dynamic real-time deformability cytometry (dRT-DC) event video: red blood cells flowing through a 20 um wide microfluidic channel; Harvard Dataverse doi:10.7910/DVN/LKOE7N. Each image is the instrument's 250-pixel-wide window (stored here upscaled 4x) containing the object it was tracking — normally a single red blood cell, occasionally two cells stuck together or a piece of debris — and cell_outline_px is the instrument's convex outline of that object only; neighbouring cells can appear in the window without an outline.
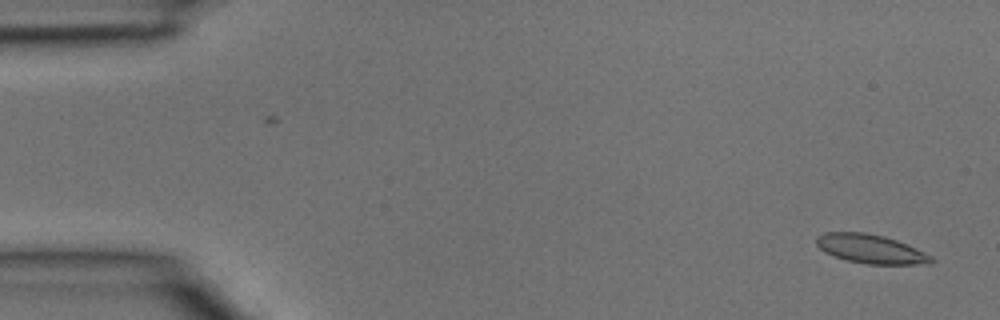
{"species": "common noctule bat (a hibernating species)", "species_latin": "Nyctalus noctula", "temperature_condition": "room temperature", "stored_images_in_passage": 39, "camera_frame_rate_fps": 3000, "um_per_image_px": 0.085, "animal": {"sex": "male", "body_mass_g": 15.6}, "frame": {"image": 1, "passage_image": 1, "time_ms": 0.0, "image_size_px": [1000, 320], "cell_outline_px": [[936, 260], [916, 264], [868, 264], [848, 260], [824, 252], [816, 244], [816, 236], [824, 232], [864, 232], [884, 236], [896, 240], [916, 248], [932, 256]], "centroid_in_image_um": [73.97, 21.14], "position_along_channel_um": 11.0, "area_um2": 19.13}}
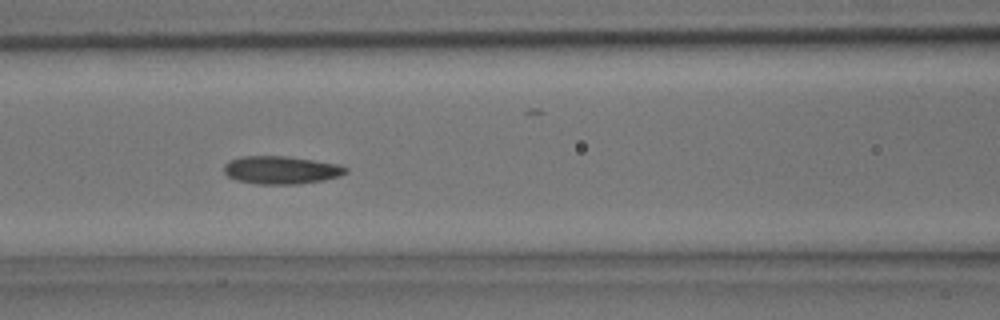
{"frame": {"image": 2, "passage_image": 16, "time_ms": 5.0, "image_size_px": [1000, 320], "cell_outline_px": [[348, 172], [340, 176], [324, 180], [300, 184], [256, 184], [236, 180], [228, 176], [224, 172], [224, 164], [228, 160], [244, 156], [284, 156], [312, 160], [336, 164], [348, 168]], "centroid_in_image_um": [23.87, 14.46], "position_along_channel_um": 142.7, "area_um2": 19.83}}
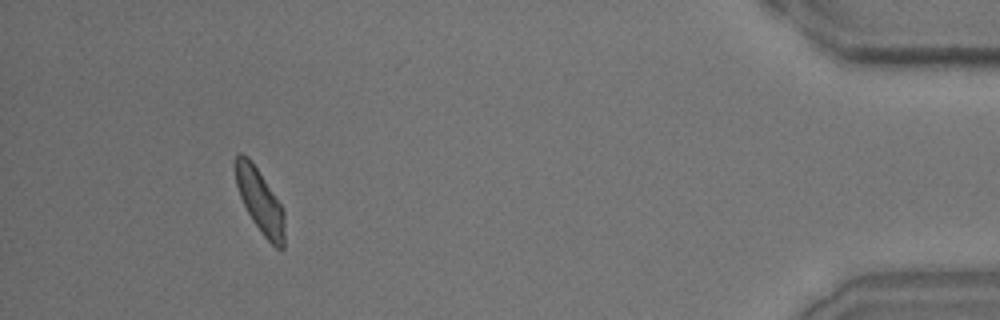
{"frame": {"image": 3, "passage_image": 36, "time_ms": 11.667, "image_size_px": [1000, 320], "cell_outline_px": [[284, 248], [276, 248], [264, 236], [252, 220], [240, 196], [236, 184], [236, 156], [240, 152], [248, 156], [280, 204], [284, 212]], "centroid_in_image_um": [22.1, 17.11], "position_along_channel_um": 413.1, "area_um2": 17.63}}